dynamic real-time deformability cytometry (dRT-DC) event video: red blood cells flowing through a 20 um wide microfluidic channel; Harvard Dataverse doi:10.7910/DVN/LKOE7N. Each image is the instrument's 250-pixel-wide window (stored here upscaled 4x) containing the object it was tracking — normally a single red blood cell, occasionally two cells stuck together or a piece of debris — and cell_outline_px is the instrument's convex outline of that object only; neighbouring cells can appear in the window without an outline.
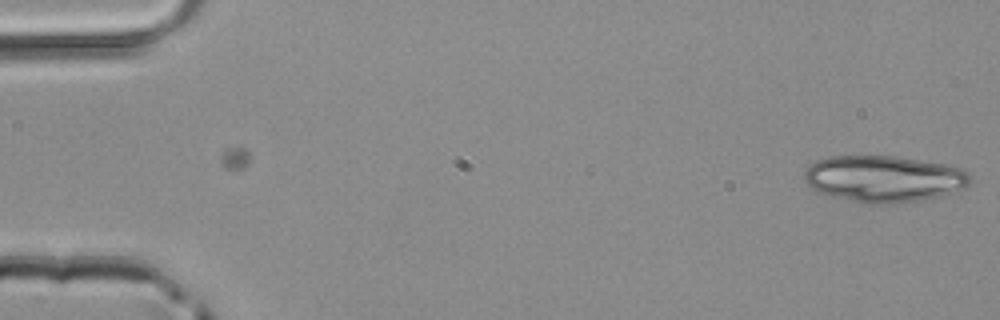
{"species": "common noctule bat (a hibernating species)", "species_latin": "Nyctalus noctula", "temperature_condition": "room temperature", "stored_images_in_passage": 4, "camera_frame_rate_fps": 3000, "um_per_image_px": 0.085, "animal": {"sex": "male", "body_mass_g": 20.4}, "frame": {"image": 1, "passage_image": 4, "time_ms": 1.0, "image_size_px": [1000, 320], "cell_outline_px": [[972, 180], [964, 188], [940, 196], [896, 204], [868, 204], [832, 196], [820, 192], [812, 188], [804, 180], [804, 172], [816, 160], [828, 156], [896, 156], [944, 164], [960, 168], [968, 172]], "centroid_in_image_um": [75.13, 15.2], "position_along_channel_um": 9.9, "area_um2": 44.91}}